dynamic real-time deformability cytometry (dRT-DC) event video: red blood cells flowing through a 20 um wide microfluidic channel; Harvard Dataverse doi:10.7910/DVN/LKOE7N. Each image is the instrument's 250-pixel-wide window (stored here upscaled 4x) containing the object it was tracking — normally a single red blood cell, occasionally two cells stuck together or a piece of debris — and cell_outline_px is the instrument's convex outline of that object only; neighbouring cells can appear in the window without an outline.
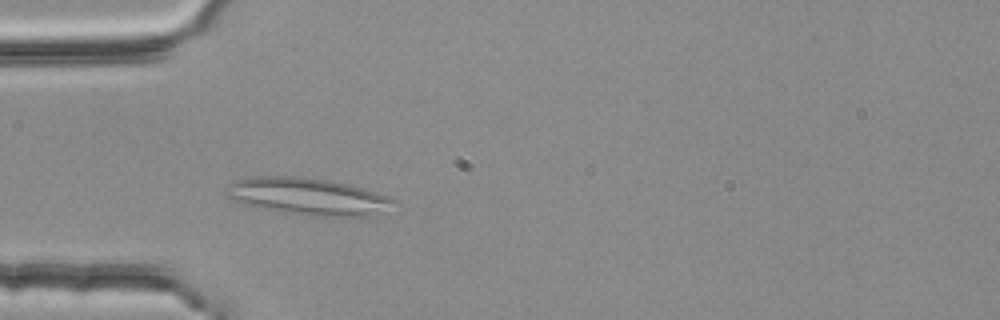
{"species": "common noctule bat (a hibernating species)", "species_latin": "Nyctalus noctula", "temperature_condition": "room temperature", "stored_images_in_passage": 1, "camera_frame_rate_fps": 3000, "um_per_image_px": 0.085, "animal": {"sex": "female", "body_mass_g": 25.1}, "frame": {"image": 1, "passage_image": 1, "time_ms": 0.0, "image_size_px": [1000, 320], "cell_outline_px": [[400, 204], [384, 212], [368, 216], [304, 216], [240, 204], [232, 200], [224, 192], [224, 188], [232, 180], [252, 176], [300, 176], [332, 180], [352, 184], [392, 196], [400, 200]], "centroid_in_image_um": [26.24, 16.69], "position_along_channel_um": 58.8, "area_um2": 37.57}}